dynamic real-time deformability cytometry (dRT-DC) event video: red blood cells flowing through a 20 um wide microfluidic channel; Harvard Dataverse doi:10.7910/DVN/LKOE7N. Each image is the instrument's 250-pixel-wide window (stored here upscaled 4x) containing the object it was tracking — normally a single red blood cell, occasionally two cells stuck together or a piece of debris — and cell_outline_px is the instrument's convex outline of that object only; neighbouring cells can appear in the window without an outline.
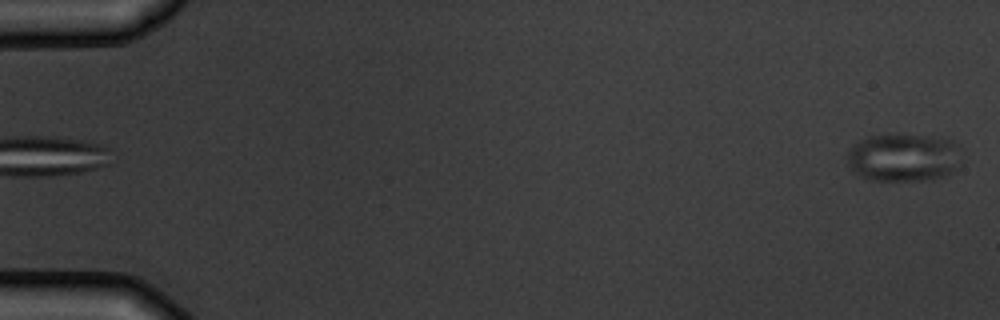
{"species": "common noctule bat (a hibernating species)", "species_latin": "Nyctalus noctula", "temperature_condition": "warm", "stored_images_in_passage": 5, "segment_of_instrument_passage": [2, 2], "camera_frame_rate_fps": 3000, "um_per_image_px": 0.085, "animal": {"sex": "male", "body_mass_g": 19.5, "forearm_length_mm": 54.6}, "frame": {"image": 1, "passage_image": 5, "time_ms": 4.667, "image_size_px": [1000, 320], "cell_outline_px": [[964, 148], [960, 164], [956, 172], [948, 176], [932, 180], [872, 180], [860, 176], [848, 164], [848, 148], [860, 140], [868, 136], [888, 132], [900, 132], [948, 136], [956, 140]], "centroid_in_image_um": [76.96, 13.31], "position_along_channel_um": 8.0, "area_um2": 34.16}}